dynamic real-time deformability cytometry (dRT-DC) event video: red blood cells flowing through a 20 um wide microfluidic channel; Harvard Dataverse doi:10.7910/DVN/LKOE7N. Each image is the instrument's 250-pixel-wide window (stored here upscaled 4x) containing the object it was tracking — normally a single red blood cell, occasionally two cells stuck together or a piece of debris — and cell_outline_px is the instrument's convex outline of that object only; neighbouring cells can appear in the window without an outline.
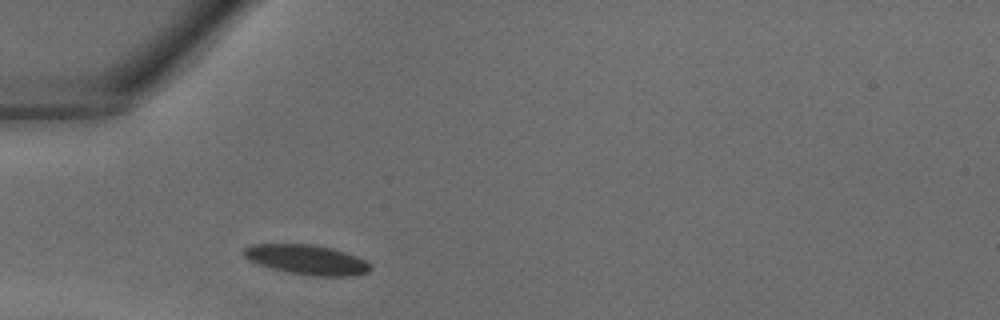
{"species": "common noctule bat (a hibernating species)", "species_latin": "Nyctalus noctula", "temperature_condition": "warm", "stored_images_in_passage": 28, "camera_frame_rate_fps": 3000, "um_per_image_px": 0.085, "animal": {"sex": "male", "body_mass_g": 18.8}, "frame": {"image": 1, "passage_image": 1, "time_ms": 0.0, "image_size_px": [1000, 320], "cell_outline_px": [[372, 268], [368, 272], [352, 276], [316, 276], [288, 272], [272, 268], [248, 260], [240, 252], [244, 248], [252, 244], [312, 244], [332, 248], [356, 256], [372, 264]], "centroid_in_image_um": [26.08, 22.07], "position_along_channel_um": 58.9, "area_um2": 21.96}}
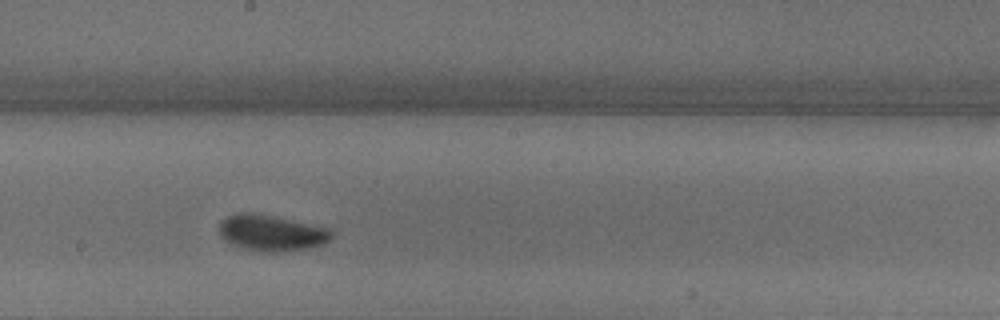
{"frame": {"image": 2, "passage_image": 11, "time_ms": 3.333, "image_size_px": [1000, 320], "cell_outline_px": [[332, 240], [324, 244], [308, 248], [276, 252], [244, 248], [224, 240], [220, 232], [220, 220], [236, 212], [252, 212], [292, 220], [328, 228], [332, 232]], "centroid_in_image_um": [23.08, 19.78], "position_along_channel_um": 225.1, "area_um2": 23.29}}
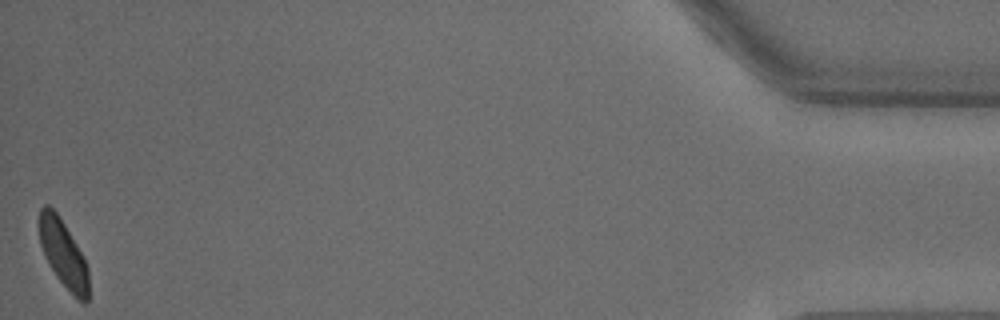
{"frame": {"image": 3, "passage_image": 28, "time_ms": 9.0, "image_size_px": [1000, 320], "cell_outline_px": [[88, 304], [84, 304], [56, 276], [48, 264], [44, 256], [40, 244], [36, 220], [40, 208], [44, 204], [48, 204], [56, 212], [64, 224], [76, 244], [88, 268]], "centroid_in_image_um": [5.31, 21.49], "position_along_channel_um": 429.9, "area_um2": 19.36}}